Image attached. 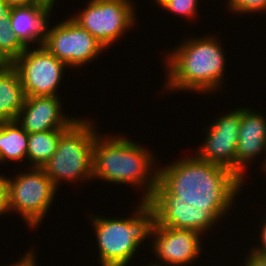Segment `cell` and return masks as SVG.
Returning a JSON list of instances; mask_svg holds the SVG:
<instances>
[{"instance_id":"cell-17","label":"cell","mask_w":266,"mask_h":266,"mask_svg":"<svg viewBox=\"0 0 266 266\" xmlns=\"http://www.w3.org/2000/svg\"><path fill=\"white\" fill-rule=\"evenodd\" d=\"M26 49L10 28L9 16L0 18V55L11 64Z\"/></svg>"},{"instance_id":"cell-4","label":"cell","mask_w":266,"mask_h":266,"mask_svg":"<svg viewBox=\"0 0 266 266\" xmlns=\"http://www.w3.org/2000/svg\"><path fill=\"white\" fill-rule=\"evenodd\" d=\"M141 201L133 218H93L102 266H126L141 242L151 236L161 212L174 200Z\"/></svg>"},{"instance_id":"cell-2","label":"cell","mask_w":266,"mask_h":266,"mask_svg":"<svg viewBox=\"0 0 266 266\" xmlns=\"http://www.w3.org/2000/svg\"><path fill=\"white\" fill-rule=\"evenodd\" d=\"M228 209L225 195H179L159 215L152 235L159 259L172 266L188 264L200 252V232Z\"/></svg>"},{"instance_id":"cell-28","label":"cell","mask_w":266,"mask_h":266,"mask_svg":"<svg viewBox=\"0 0 266 266\" xmlns=\"http://www.w3.org/2000/svg\"><path fill=\"white\" fill-rule=\"evenodd\" d=\"M264 167H265V171H266V160H265V162H264Z\"/></svg>"},{"instance_id":"cell-18","label":"cell","mask_w":266,"mask_h":266,"mask_svg":"<svg viewBox=\"0 0 266 266\" xmlns=\"http://www.w3.org/2000/svg\"><path fill=\"white\" fill-rule=\"evenodd\" d=\"M164 9L171 11L172 13L191 17L195 11L197 0H160L158 2Z\"/></svg>"},{"instance_id":"cell-26","label":"cell","mask_w":266,"mask_h":266,"mask_svg":"<svg viewBox=\"0 0 266 266\" xmlns=\"http://www.w3.org/2000/svg\"><path fill=\"white\" fill-rule=\"evenodd\" d=\"M33 3L52 9L54 0H33Z\"/></svg>"},{"instance_id":"cell-25","label":"cell","mask_w":266,"mask_h":266,"mask_svg":"<svg viewBox=\"0 0 266 266\" xmlns=\"http://www.w3.org/2000/svg\"><path fill=\"white\" fill-rule=\"evenodd\" d=\"M11 7L33 4V0H5Z\"/></svg>"},{"instance_id":"cell-10","label":"cell","mask_w":266,"mask_h":266,"mask_svg":"<svg viewBox=\"0 0 266 266\" xmlns=\"http://www.w3.org/2000/svg\"><path fill=\"white\" fill-rule=\"evenodd\" d=\"M43 46L71 67L86 64L104 50V46L72 18L49 29Z\"/></svg>"},{"instance_id":"cell-6","label":"cell","mask_w":266,"mask_h":266,"mask_svg":"<svg viewBox=\"0 0 266 266\" xmlns=\"http://www.w3.org/2000/svg\"><path fill=\"white\" fill-rule=\"evenodd\" d=\"M90 122L76 120L60 137L54 155L41 169L53 181L93 177V147L96 138ZM65 178V179H64Z\"/></svg>"},{"instance_id":"cell-12","label":"cell","mask_w":266,"mask_h":266,"mask_svg":"<svg viewBox=\"0 0 266 266\" xmlns=\"http://www.w3.org/2000/svg\"><path fill=\"white\" fill-rule=\"evenodd\" d=\"M58 96L26 97L16 122L28 133L51 130H67L77 119L64 118L60 114ZM23 114V115H22ZM22 119H20L21 117ZM24 116V117H23Z\"/></svg>"},{"instance_id":"cell-5","label":"cell","mask_w":266,"mask_h":266,"mask_svg":"<svg viewBox=\"0 0 266 266\" xmlns=\"http://www.w3.org/2000/svg\"><path fill=\"white\" fill-rule=\"evenodd\" d=\"M168 55V85L171 89L213 91L224 71L221 45L209 36L189 40Z\"/></svg>"},{"instance_id":"cell-13","label":"cell","mask_w":266,"mask_h":266,"mask_svg":"<svg viewBox=\"0 0 266 266\" xmlns=\"http://www.w3.org/2000/svg\"><path fill=\"white\" fill-rule=\"evenodd\" d=\"M51 8L37 4L11 7L9 12L10 28L20 42L27 48L30 41H38L41 46L46 39L47 17Z\"/></svg>"},{"instance_id":"cell-21","label":"cell","mask_w":266,"mask_h":266,"mask_svg":"<svg viewBox=\"0 0 266 266\" xmlns=\"http://www.w3.org/2000/svg\"><path fill=\"white\" fill-rule=\"evenodd\" d=\"M248 257H246V266H266V254L253 251Z\"/></svg>"},{"instance_id":"cell-7","label":"cell","mask_w":266,"mask_h":266,"mask_svg":"<svg viewBox=\"0 0 266 266\" xmlns=\"http://www.w3.org/2000/svg\"><path fill=\"white\" fill-rule=\"evenodd\" d=\"M14 180L8 178L9 208L21 213L28 226L34 227L46 215L58 188L38 167Z\"/></svg>"},{"instance_id":"cell-22","label":"cell","mask_w":266,"mask_h":266,"mask_svg":"<svg viewBox=\"0 0 266 266\" xmlns=\"http://www.w3.org/2000/svg\"><path fill=\"white\" fill-rule=\"evenodd\" d=\"M25 255L19 263H16L14 265H9V266H33L35 263V260H34L35 257H34L33 251H30Z\"/></svg>"},{"instance_id":"cell-20","label":"cell","mask_w":266,"mask_h":266,"mask_svg":"<svg viewBox=\"0 0 266 266\" xmlns=\"http://www.w3.org/2000/svg\"><path fill=\"white\" fill-rule=\"evenodd\" d=\"M8 178L0 176V215L9 211Z\"/></svg>"},{"instance_id":"cell-27","label":"cell","mask_w":266,"mask_h":266,"mask_svg":"<svg viewBox=\"0 0 266 266\" xmlns=\"http://www.w3.org/2000/svg\"><path fill=\"white\" fill-rule=\"evenodd\" d=\"M8 63L0 55V70L3 69Z\"/></svg>"},{"instance_id":"cell-8","label":"cell","mask_w":266,"mask_h":266,"mask_svg":"<svg viewBox=\"0 0 266 266\" xmlns=\"http://www.w3.org/2000/svg\"><path fill=\"white\" fill-rule=\"evenodd\" d=\"M16 58L11 65L17 70L26 97L56 96L65 63L58 60L43 45Z\"/></svg>"},{"instance_id":"cell-19","label":"cell","mask_w":266,"mask_h":266,"mask_svg":"<svg viewBox=\"0 0 266 266\" xmlns=\"http://www.w3.org/2000/svg\"><path fill=\"white\" fill-rule=\"evenodd\" d=\"M228 6L238 12H258L266 10V0H229Z\"/></svg>"},{"instance_id":"cell-9","label":"cell","mask_w":266,"mask_h":266,"mask_svg":"<svg viewBox=\"0 0 266 266\" xmlns=\"http://www.w3.org/2000/svg\"><path fill=\"white\" fill-rule=\"evenodd\" d=\"M128 0H91L86 9L72 18L89 31L104 48L109 47L133 23L134 12Z\"/></svg>"},{"instance_id":"cell-23","label":"cell","mask_w":266,"mask_h":266,"mask_svg":"<svg viewBox=\"0 0 266 266\" xmlns=\"http://www.w3.org/2000/svg\"><path fill=\"white\" fill-rule=\"evenodd\" d=\"M266 220L264 221V225L262 226V234H261V238H262V247L261 248H256L255 250L252 248V251H255L257 253L260 254H266Z\"/></svg>"},{"instance_id":"cell-1","label":"cell","mask_w":266,"mask_h":266,"mask_svg":"<svg viewBox=\"0 0 266 266\" xmlns=\"http://www.w3.org/2000/svg\"><path fill=\"white\" fill-rule=\"evenodd\" d=\"M241 109L221 116L208 129L199 154L174 163L180 195H226L235 192V158ZM198 155V156H197Z\"/></svg>"},{"instance_id":"cell-3","label":"cell","mask_w":266,"mask_h":266,"mask_svg":"<svg viewBox=\"0 0 266 266\" xmlns=\"http://www.w3.org/2000/svg\"><path fill=\"white\" fill-rule=\"evenodd\" d=\"M104 139L98 135L94 141V178H101L116 184L128 183L138 186L146 184L145 181L149 180L147 192L143 196V201L148 202L175 200L180 195L175 185L174 163L156 171L152 176V173L148 171H150L149 166L153 158L145 148L121 137ZM148 175L152 177L148 178Z\"/></svg>"},{"instance_id":"cell-16","label":"cell","mask_w":266,"mask_h":266,"mask_svg":"<svg viewBox=\"0 0 266 266\" xmlns=\"http://www.w3.org/2000/svg\"><path fill=\"white\" fill-rule=\"evenodd\" d=\"M66 130H51L28 134L27 157L41 168L56 152L61 135Z\"/></svg>"},{"instance_id":"cell-14","label":"cell","mask_w":266,"mask_h":266,"mask_svg":"<svg viewBox=\"0 0 266 266\" xmlns=\"http://www.w3.org/2000/svg\"><path fill=\"white\" fill-rule=\"evenodd\" d=\"M25 99L17 70L7 64L0 70V121H15Z\"/></svg>"},{"instance_id":"cell-24","label":"cell","mask_w":266,"mask_h":266,"mask_svg":"<svg viewBox=\"0 0 266 266\" xmlns=\"http://www.w3.org/2000/svg\"><path fill=\"white\" fill-rule=\"evenodd\" d=\"M11 6L5 1L0 0V18L9 16Z\"/></svg>"},{"instance_id":"cell-15","label":"cell","mask_w":266,"mask_h":266,"mask_svg":"<svg viewBox=\"0 0 266 266\" xmlns=\"http://www.w3.org/2000/svg\"><path fill=\"white\" fill-rule=\"evenodd\" d=\"M15 121L0 122V163L27 157L28 133Z\"/></svg>"},{"instance_id":"cell-11","label":"cell","mask_w":266,"mask_h":266,"mask_svg":"<svg viewBox=\"0 0 266 266\" xmlns=\"http://www.w3.org/2000/svg\"><path fill=\"white\" fill-rule=\"evenodd\" d=\"M249 109L241 108V124L235 158V192L225 195L228 210L244 179L243 167L254 156L266 150V119ZM259 153V154H258Z\"/></svg>"}]
</instances>
